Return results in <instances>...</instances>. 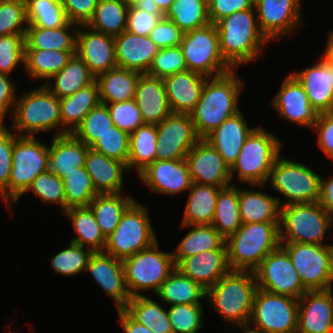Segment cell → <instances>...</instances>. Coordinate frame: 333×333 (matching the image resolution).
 Masks as SVG:
<instances>
[{
  "label": "cell",
  "mask_w": 333,
  "mask_h": 333,
  "mask_svg": "<svg viewBox=\"0 0 333 333\" xmlns=\"http://www.w3.org/2000/svg\"><path fill=\"white\" fill-rule=\"evenodd\" d=\"M28 25L59 28L68 20L60 0H25Z\"/></svg>",
  "instance_id": "obj_49"
},
{
  "label": "cell",
  "mask_w": 333,
  "mask_h": 333,
  "mask_svg": "<svg viewBox=\"0 0 333 333\" xmlns=\"http://www.w3.org/2000/svg\"><path fill=\"white\" fill-rule=\"evenodd\" d=\"M257 282L254 272L230 270L206 291L214 310L232 327L248 324Z\"/></svg>",
  "instance_id": "obj_3"
},
{
  "label": "cell",
  "mask_w": 333,
  "mask_h": 333,
  "mask_svg": "<svg viewBox=\"0 0 333 333\" xmlns=\"http://www.w3.org/2000/svg\"><path fill=\"white\" fill-rule=\"evenodd\" d=\"M112 126L113 121L106 104L100 103L85 115L82 123L72 134L90 147L97 138L109 131Z\"/></svg>",
  "instance_id": "obj_50"
},
{
  "label": "cell",
  "mask_w": 333,
  "mask_h": 333,
  "mask_svg": "<svg viewBox=\"0 0 333 333\" xmlns=\"http://www.w3.org/2000/svg\"><path fill=\"white\" fill-rule=\"evenodd\" d=\"M28 28L25 0H0V36L25 35Z\"/></svg>",
  "instance_id": "obj_52"
},
{
  "label": "cell",
  "mask_w": 333,
  "mask_h": 333,
  "mask_svg": "<svg viewBox=\"0 0 333 333\" xmlns=\"http://www.w3.org/2000/svg\"><path fill=\"white\" fill-rule=\"evenodd\" d=\"M160 11L165 15L174 0H154Z\"/></svg>",
  "instance_id": "obj_69"
},
{
  "label": "cell",
  "mask_w": 333,
  "mask_h": 333,
  "mask_svg": "<svg viewBox=\"0 0 333 333\" xmlns=\"http://www.w3.org/2000/svg\"><path fill=\"white\" fill-rule=\"evenodd\" d=\"M254 274L257 288L273 294L299 299L307 291L289 254L281 245L262 260Z\"/></svg>",
  "instance_id": "obj_15"
},
{
  "label": "cell",
  "mask_w": 333,
  "mask_h": 333,
  "mask_svg": "<svg viewBox=\"0 0 333 333\" xmlns=\"http://www.w3.org/2000/svg\"><path fill=\"white\" fill-rule=\"evenodd\" d=\"M120 324L125 333H154L144 325L133 320L123 309H117Z\"/></svg>",
  "instance_id": "obj_67"
},
{
  "label": "cell",
  "mask_w": 333,
  "mask_h": 333,
  "mask_svg": "<svg viewBox=\"0 0 333 333\" xmlns=\"http://www.w3.org/2000/svg\"><path fill=\"white\" fill-rule=\"evenodd\" d=\"M157 129L155 124H144L130 134L128 171L135 168L138 174L156 160Z\"/></svg>",
  "instance_id": "obj_46"
},
{
  "label": "cell",
  "mask_w": 333,
  "mask_h": 333,
  "mask_svg": "<svg viewBox=\"0 0 333 333\" xmlns=\"http://www.w3.org/2000/svg\"><path fill=\"white\" fill-rule=\"evenodd\" d=\"M16 88L14 82L9 79V75L0 73V123H4V118L9 112L12 115L16 102Z\"/></svg>",
  "instance_id": "obj_65"
},
{
  "label": "cell",
  "mask_w": 333,
  "mask_h": 333,
  "mask_svg": "<svg viewBox=\"0 0 333 333\" xmlns=\"http://www.w3.org/2000/svg\"><path fill=\"white\" fill-rule=\"evenodd\" d=\"M289 254L303 287L307 291L330 289L332 244L280 242Z\"/></svg>",
  "instance_id": "obj_14"
},
{
  "label": "cell",
  "mask_w": 333,
  "mask_h": 333,
  "mask_svg": "<svg viewBox=\"0 0 333 333\" xmlns=\"http://www.w3.org/2000/svg\"><path fill=\"white\" fill-rule=\"evenodd\" d=\"M67 20L76 25H87L94 15L99 0H60Z\"/></svg>",
  "instance_id": "obj_62"
},
{
  "label": "cell",
  "mask_w": 333,
  "mask_h": 333,
  "mask_svg": "<svg viewBox=\"0 0 333 333\" xmlns=\"http://www.w3.org/2000/svg\"><path fill=\"white\" fill-rule=\"evenodd\" d=\"M333 219L319 202L280 206V242L323 244Z\"/></svg>",
  "instance_id": "obj_8"
},
{
  "label": "cell",
  "mask_w": 333,
  "mask_h": 333,
  "mask_svg": "<svg viewBox=\"0 0 333 333\" xmlns=\"http://www.w3.org/2000/svg\"><path fill=\"white\" fill-rule=\"evenodd\" d=\"M53 81L54 85L49 84ZM95 77L90 73L88 66L76 54L68 63L43 85L59 99L75 94L93 83Z\"/></svg>",
  "instance_id": "obj_38"
},
{
  "label": "cell",
  "mask_w": 333,
  "mask_h": 333,
  "mask_svg": "<svg viewBox=\"0 0 333 333\" xmlns=\"http://www.w3.org/2000/svg\"><path fill=\"white\" fill-rule=\"evenodd\" d=\"M167 312L173 333H198L203 327L202 304L172 305Z\"/></svg>",
  "instance_id": "obj_54"
},
{
  "label": "cell",
  "mask_w": 333,
  "mask_h": 333,
  "mask_svg": "<svg viewBox=\"0 0 333 333\" xmlns=\"http://www.w3.org/2000/svg\"><path fill=\"white\" fill-rule=\"evenodd\" d=\"M89 146L78 140L73 134L54 136L49 152V170L63 179L66 174L85 166Z\"/></svg>",
  "instance_id": "obj_30"
},
{
  "label": "cell",
  "mask_w": 333,
  "mask_h": 333,
  "mask_svg": "<svg viewBox=\"0 0 333 333\" xmlns=\"http://www.w3.org/2000/svg\"><path fill=\"white\" fill-rule=\"evenodd\" d=\"M123 310L154 333H173L167 309L147 296L131 297Z\"/></svg>",
  "instance_id": "obj_40"
},
{
  "label": "cell",
  "mask_w": 333,
  "mask_h": 333,
  "mask_svg": "<svg viewBox=\"0 0 333 333\" xmlns=\"http://www.w3.org/2000/svg\"><path fill=\"white\" fill-rule=\"evenodd\" d=\"M122 194H97L89 204L105 238L112 234L118 226L123 213L135 201L132 197Z\"/></svg>",
  "instance_id": "obj_39"
},
{
  "label": "cell",
  "mask_w": 333,
  "mask_h": 333,
  "mask_svg": "<svg viewBox=\"0 0 333 333\" xmlns=\"http://www.w3.org/2000/svg\"><path fill=\"white\" fill-rule=\"evenodd\" d=\"M63 213L71 220L72 226L78 235L70 242L89 248L93 252L104 251L106 238L102 234L89 206L70 208Z\"/></svg>",
  "instance_id": "obj_41"
},
{
  "label": "cell",
  "mask_w": 333,
  "mask_h": 333,
  "mask_svg": "<svg viewBox=\"0 0 333 333\" xmlns=\"http://www.w3.org/2000/svg\"><path fill=\"white\" fill-rule=\"evenodd\" d=\"M77 30L76 55L88 66L90 73L98 75L118 67L115 56L114 36L96 32L86 25Z\"/></svg>",
  "instance_id": "obj_19"
},
{
  "label": "cell",
  "mask_w": 333,
  "mask_h": 333,
  "mask_svg": "<svg viewBox=\"0 0 333 333\" xmlns=\"http://www.w3.org/2000/svg\"><path fill=\"white\" fill-rule=\"evenodd\" d=\"M184 56L180 46L161 48L154 56L147 74L164 78L178 72L186 71Z\"/></svg>",
  "instance_id": "obj_56"
},
{
  "label": "cell",
  "mask_w": 333,
  "mask_h": 333,
  "mask_svg": "<svg viewBox=\"0 0 333 333\" xmlns=\"http://www.w3.org/2000/svg\"><path fill=\"white\" fill-rule=\"evenodd\" d=\"M156 160L185 159L201 139L190 114L171 113L156 124Z\"/></svg>",
  "instance_id": "obj_16"
},
{
  "label": "cell",
  "mask_w": 333,
  "mask_h": 333,
  "mask_svg": "<svg viewBox=\"0 0 333 333\" xmlns=\"http://www.w3.org/2000/svg\"><path fill=\"white\" fill-rule=\"evenodd\" d=\"M48 160V146L39 142L36 136L14 134L8 189L0 196L6 207L10 208L11 203L14 205L26 193L33 180L49 170Z\"/></svg>",
  "instance_id": "obj_7"
},
{
  "label": "cell",
  "mask_w": 333,
  "mask_h": 333,
  "mask_svg": "<svg viewBox=\"0 0 333 333\" xmlns=\"http://www.w3.org/2000/svg\"><path fill=\"white\" fill-rule=\"evenodd\" d=\"M279 197L254 190L238 188V202L242 224L279 222Z\"/></svg>",
  "instance_id": "obj_32"
},
{
  "label": "cell",
  "mask_w": 333,
  "mask_h": 333,
  "mask_svg": "<svg viewBox=\"0 0 333 333\" xmlns=\"http://www.w3.org/2000/svg\"><path fill=\"white\" fill-rule=\"evenodd\" d=\"M166 304H201V299L206 298V290L198 283L184 276L176 268L161 284L156 293Z\"/></svg>",
  "instance_id": "obj_42"
},
{
  "label": "cell",
  "mask_w": 333,
  "mask_h": 333,
  "mask_svg": "<svg viewBox=\"0 0 333 333\" xmlns=\"http://www.w3.org/2000/svg\"><path fill=\"white\" fill-rule=\"evenodd\" d=\"M84 167L99 194L122 193L124 172L128 171L125 163L89 147Z\"/></svg>",
  "instance_id": "obj_31"
},
{
  "label": "cell",
  "mask_w": 333,
  "mask_h": 333,
  "mask_svg": "<svg viewBox=\"0 0 333 333\" xmlns=\"http://www.w3.org/2000/svg\"><path fill=\"white\" fill-rule=\"evenodd\" d=\"M235 72L233 69L226 74L206 79L200 99L190 113L201 139H205L227 118L240 111L238 100L244 83Z\"/></svg>",
  "instance_id": "obj_1"
},
{
  "label": "cell",
  "mask_w": 333,
  "mask_h": 333,
  "mask_svg": "<svg viewBox=\"0 0 333 333\" xmlns=\"http://www.w3.org/2000/svg\"><path fill=\"white\" fill-rule=\"evenodd\" d=\"M318 202L333 219V175L328 180L321 177Z\"/></svg>",
  "instance_id": "obj_66"
},
{
  "label": "cell",
  "mask_w": 333,
  "mask_h": 333,
  "mask_svg": "<svg viewBox=\"0 0 333 333\" xmlns=\"http://www.w3.org/2000/svg\"><path fill=\"white\" fill-rule=\"evenodd\" d=\"M103 104L107 106L113 125L128 134L145 124L134 99Z\"/></svg>",
  "instance_id": "obj_57"
},
{
  "label": "cell",
  "mask_w": 333,
  "mask_h": 333,
  "mask_svg": "<svg viewBox=\"0 0 333 333\" xmlns=\"http://www.w3.org/2000/svg\"><path fill=\"white\" fill-rule=\"evenodd\" d=\"M134 6L151 14H163L154 0H139Z\"/></svg>",
  "instance_id": "obj_68"
},
{
  "label": "cell",
  "mask_w": 333,
  "mask_h": 333,
  "mask_svg": "<svg viewBox=\"0 0 333 333\" xmlns=\"http://www.w3.org/2000/svg\"><path fill=\"white\" fill-rule=\"evenodd\" d=\"M329 282H330V290H332L333 289L332 288V283H333V244H332V257H331Z\"/></svg>",
  "instance_id": "obj_72"
},
{
  "label": "cell",
  "mask_w": 333,
  "mask_h": 333,
  "mask_svg": "<svg viewBox=\"0 0 333 333\" xmlns=\"http://www.w3.org/2000/svg\"><path fill=\"white\" fill-rule=\"evenodd\" d=\"M140 74L116 67L98 75L95 81L101 103H119L134 99Z\"/></svg>",
  "instance_id": "obj_33"
},
{
  "label": "cell",
  "mask_w": 333,
  "mask_h": 333,
  "mask_svg": "<svg viewBox=\"0 0 333 333\" xmlns=\"http://www.w3.org/2000/svg\"><path fill=\"white\" fill-rule=\"evenodd\" d=\"M127 6H134L139 0H122Z\"/></svg>",
  "instance_id": "obj_74"
},
{
  "label": "cell",
  "mask_w": 333,
  "mask_h": 333,
  "mask_svg": "<svg viewBox=\"0 0 333 333\" xmlns=\"http://www.w3.org/2000/svg\"><path fill=\"white\" fill-rule=\"evenodd\" d=\"M129 139L130 134L113 125L109 131L100 136V138H97L90 148L102 153L106 157L119 160L127 165Z\"/></svg>",
  "instance_id": "obj_55"
},
{
  "label": "cell",
  "mask_w": 333,
  "mask_h": 333,
  "mask_svg": "<svg viewBox=\"0 0 333 333\" xmlns=\"http://www.w3.org/2000/svg\"><path fill=\"white\" fill-rule=\"evenodd\" d=\"M78 27L67 22L59 28H44L28 25L25 33V49L76 51L77 29L70 33V29Z\"/></svg>",
  "instance_id": "obj_36"
},
{
  "label": "cell",
  "mask_w": 333,
  "mask_h": 333,
  "mask_svg": "<svg viewBox=\"0 0 333 333\" xmlns=\"http://www.w3.org/2000/svg\"><path fill=\"white\" fill-rule=\"evenodd\" d=\"M225 239L242 225L240 219L238 187L233 183L219 190L216 210L211 224Z\"/></svg>",
  "instance_id": "obj_44"
},
{
  "label": "cell",
  "mask_w": 333,
  "mask_h": 333,
  "mask_svg": "<svg viewBox=\"0 0 333 333\" xmlns=\"http://www.w3.org/2000/svg\"><path fill=\"white\" fill-rule=\"evenodd\" d=\"M326 51L324 53V57L332 64L333 66V50L328 46L326 45Z\"/></svg>",
  "instance_id": "obj_71"
},
{
  "label": "cell",
  "mask_w": 333,
  "mask_h": 333,
  "mask_svg": "<svg viewBox=\"0 0 333 333\" xmlns=\"http://www.w3.org/2000/svg\"><path fill=\"white\" fill-rule=\"evenodd\" d=\"M176 269L206 291L231 270L227 250H207L184 258Z\"/></svg>",
  "instance_id": "obj_25"
},
{
  "label": "cell",
  "mask_w": 333,
  "mask_h": 333,
  "mask_svg": "<svg viewBox=\"0 0 333 333\" xmlns=\"http://www.w3.org/2000/svg\"><path fill=\"white\" fill-rule=\"evenodd\" d=\"M280 87L272 100L279 117L306 128H313L319 113L309 103L302 84L290 73Z\"/></svg>",
  "instance_id": "obj_20"
},
{
  "label": "cell",
  "mask_w": 333,
  "mask_h": 333,
  "mask_svg": "<svg viewBox=\"0 0 333 333\" xmlns=\"http://www.w3.org/2000/svg\"><path fill=\"white\" fill-rule=\"evenodd\" d=\"M321 175L308 166L279 156L268 173L265 183L285 197L280 206L318 202Z\"/></svg>",
  "instance_id": "obj_10"
},
{
  "label": "cell",
  "mask_w": 333,
  "mask_h": 333,
  "mask_svg": "<svg viewBox=\"0 0 333 333\" xmlns=\"http://www.w3.org/2000/svg\"><path fill=\"white\" fill-rule=\"evenodd\" d=\"M134 100L145 124H159L172 113L163 78L140 74Z\"/></svg>",
  "instance_id": "obj_28"
},
{
  "label": "cell",
  "mask_w": 333,
  "mask_h": 333,
  "mask_svg": "<svg viewBox=\"0 0 333 333\" xmlns=\"http://www.w3.org/2000/svg\"><path fill=\"white\" fill-rule=\"evenodd\" d=\"M254 7V0H214L208 6L210 23L216 24L233 12L244 11Z\"/></svg>",
  "instance_id": "obj_63"
},
{
  "label": "cell",
  "mask_w": 333,
  "mask_h": 333,
  "mask_svg": "<svg viewBox=\"0 0 333 333\" xmlns=\"http://www.w3.org/2000/svg\"><path fill=\"white\" fill-rule=\"evenodd\" d=\"M185 159L192 182L221 189L231 185L230 168L207 140L200 139Z\"/></svg>",
  "instance_id": "obj_18"
},
{
  "label": "cell",
  "mask_w": 333,
  "mask_h": 333,
  "mask_svg": "<svg viewBox=\"0 0 333 333\" xmlns=\"http://www.w3.org/2000/svg\"><path fill=\"white\" fill-rule=\"evenodd\" d=\"M191 227L175 251L172 252L175 266L184 258L207 250H227L226 239L212 225H186Z\"/></svg>",
  "instance_id": "obj_35"
},
{
  "label": "cell",
  "mask_w": 333,
  "mask_h": 333,
  "mask_svg": "<svg viewBox=\"0 0 333 333\" xmlns=\"http://www.w3.org/2000/svg\"><path fill=\"white\" fill-rule=\"evenodd\" d=\"M332 333H333V317H332Z\"/></svg>",
  "instance_id": "obj_76"
},
{
  "label": "cell",
  "mask_w": 333,
  "mask_h": 333,
  "mask_svg": "<svg viewBox=\"0 0 333 333\" xmlns=\"http://www.w3.org/2000/svg\"><path fill=\"white\" fill-rule=\"evenodd\" d=\"M32 191L36 197L45 204L53 203L60 206L62 212L65 211V192L63 180L50 170L39 174L31 183L26 192Z\"/></svg>",
  "instance_id": "obj_53"
},
{
  "label": "cell",
  "mask_w": 333,
  "mask_h": 333,
  "mask_svg": "<svg viewBox=\"0 0 333 333\" xmlns=\"http://www.w3.org/2000/svg\"><path fill=\"white\" fill-rule=\"evenodd\" d=\"M327 40L328 41H327L326 45H328L333 50V31L329 32Z\"/></svg>",
  "instance_id": "obj_73"
},
{
  "label": "cell",
  "mask_w": 333,
  "mask_h": 333,
  "mask_svg": "<svg viewBox=\"0 0 333 333\" xmlns=\"http://www.w3.org/2000/svg\"><path fill=\"white\" fill-rule=\"evenodd\" d=\"M280 245L279 222L242 224L226 239L229 267L254 272Z\"/></svg>",
  "instance_id": "obj_4"
},
{
  "label": "cell",
  "mask_w": 333,
  "mask_h": 333,
  "mask_svg": "<svg viewBox=\"0 0 333 333\" xmlns=\"http://www.w3.org/2000/svg\"><path fill=\"white\" fill-rule=\"evenodd\" d=\"M65 192V211L75 207L89 206L99 194L85 167L77 168L75 172L66 174L62 179Z\"/></svg>",
  "instance_id": "obj_48"
},
{
  "label": "cell",
  "mask_w": 333,
  "mask_h": 333,
  "mask_svg": "<svg viewBox=\"0 0 333 333\" xmlns=\"http://www.w3.org/2000/svg\"><path fill=\"white\" fill-rule=\"evenodd\" d=\"M292 74L302 84L309 103L318 113L333 112V66L324 56L312 67Z\"/></svg>",
  "instance_id": "obj_24"
},
{
  "label": "cell",
  "mask_w": 333,
  "mask_h": 333,
  "mask_svg": "<svg viewBox=\"0 0 333 333\" xmlns=\"http://www.w3.org/2000/svg\"><path fill=\"white\" fill-rule=\"evenodd\" d=\"M164 17L173 21L183 32L210 24L208 6L203 0H174Z\"/></svg>",
  "instance_id": "obj_47"
},
{
  "label": "cell",
  "mask_w": 333,
  "mask_h": 333,
  "mask_svg": "<svg viewBox=\"0 0 333 333\" xmlns=\"http://www.w3.org/2000/svg\"><path fill=\"white\" fill-rule=\"evenodd\" d=\"M220 189L215 186L192 182L181 224L211 225Z\"/></svg>",
  "instance_id": "obj_37"
},
{
  "label": "cell",
  "mask_w": 333,
  "mask_h": 333,
  "mask_svg": "<svg viewBox=\"0 0 333 333\" xmlns=\"http://www.w3.org/2000/svg\"><path fill=\"white\" fill-rule=\"evenodd\" d=\"M254 6L259 29L270 42L301 25V0H254Z\"/></svg>",
  "instance_id": "obj_17"
},
{
  "label": "cell",
  "mask_w": 333,
  "mask_h": 333,
  "mask_svg": "<svg viewBox=\"0 0 333 333\" xmlns=\"http://www.w3.org/2000/svg\"><path fill=\"white\" fill-rule=\"evenodd\" d=\"M156 241L147 208L135 199L123 213L116 229L106 238L103 252L123 261Z\"/></svg>",
  "instance_id": "obj_11"
},
{
  "label": "cell",
  "mask_w": 333,
  "mask_h": 333,
  "mask_svg": "<svg viewBox=\"0 0 333 333\" xmlns=\"http://www.w3.org/2000/svg\"><path fill=\"white\" fill-rule=\"evenodd\" d=\"M157 242L122 261L125 283L131 297L142 295L139 291L148 289L156 294L176 268L172 253L160 250Z\"/></svg>",
  "instance_id": "obj_9"
},
{
  "label": "cell",
  "mask_w": 333,
  "mask_h": 333,
  "mask_svg": "<svg viewBox=\"0 0 333 333\" xmlns=\"http://www.w3.org/2000/svg\"><path fill=\"white\" fill-rule=\"evenodd\" d=\"M244 117L240 110L205 138L222 156L229 168L236 162L247 136L254 129L247 126Z\"/></svg>",
  "instance_id": "obj_29"
},
{
  "label": "cell",
  "mask_w": 333,
  "mask_h": 333,
  "mask_svg": "<svg viewBox=\"0 0 333 333\" xmlns=\"http://www.w3.org/2000/svg\"><path fill=\"white\" fill-rule=\"evenodd\" d=\"M61 109V135L73 133L85 115L101 101L96 81L75 94L59 99Z\"/></svg>",
  "instance_id": "obj_34"
},
{
  "label": "cell",
  "mask_w": 333,
  "mask_h": 333,
  "mask_svg": "<svg viewBox=\"0 0 333 333\" xmlns=\"http://www.w3.org/2000/svg\"><path fill=\"white\" fill-rule=\"evenodd\" d=\"M207 6H209L214 0H203Z\"/></svg>",
  "instance_id": "obj_75"
},
{
  "label": "cell",
  "mask_w": 333,
  "mask_h": 333,
  "mask_svg": "<svg viewBox=\"0 0 333 333\" xmlns=\"http://www.w3.org/2000/svg\"><path fill=\"white\" fill-rule=\"evenodd\" d=\"M313 129L318 133L317 145L333 158V112L319 113Z\"/></svg>",
  "instance_id": "obj_64"
},
{
  "label": "cell",
  "mask_w": 333,
  "mask_h": 333,
  "mask_svg": "<svg viewBox=\"0 0 333 333\" xmlns=\"http://www.w3.org/2000/svg\"><path fill=\"white\" fill-rule=\"evenodd\" d=\"M138 175L151 191L159 194L186 192L192 184L186 159L155 160Z\"/></svg>",
  "instance_id": "obj_21"
},
{
  "label": "cell",
  "mask_w": 333,
  "mask_h": 333,
  "mask_svg": "<svg viewBox=\"0 0 333 333\" xmlns=\"http://www.w3.org/2000/svg\"><path fill=\"white\" fill-rule=\"evenodd\" d=\"M11 131L4 123H0V196L8 189L12 168L14 133Z\"/></svg>",
  "instance_id": "obj_59"
},
{
  "label": "cell",
  "mask_w": 333,
  "mask_h": 333,
  "mask_svg": "<svg viewBox=\"0 0 333 333\" xmlns=\"http://www.w3.org/2000/svg\"><path fill=\"white\" fill-rule=\"evenodd\" d=\"M208 77L190 70L163 78L172 113L190 114L200 99Z\"/></svg>",
  "instance_id": "obj_27"
},
{
  "label": "cell",
  "mask_w": 333,
  "mask_h": 333,
  "mask_svg": "<svg viewBox=\"0 0 333 333\" xmlns=\"http://www.w3.org/2000/svg\"><path fill=\"white\" fill-rule=\"evenodd\" d=\"M238 328L245 330L244 333H262L260 330H257L256 328H252V326L249 324L238 325Z\"/></svg>",
  "instance_id": "obj_70"
},
{
  "label": "cell",
  "mask_w": 333,
  "mask_h": 333,
  "mask_svg": "<svg viewBox=\"0 0 333 333\" xmlns=\"http://www.w3.org/2000/svg\"><path fill=\"white\" fill-rule=\"evenodd\" d=\"M86 272L91 273L97 284L113 298L116 309H123L131 296L127 290L122 260L105 252H93Z\"/></svg>",
  "instance_id": "obj_23"
},
{
  "label": "cell",
  "mask_w": 333,
  "mask_h": 333,
  "mask_svg": "<svg viewBox=\"0 0 333 333\" xmlns=\"http://www.w3.org/2000/svg\"><path fill=\"white\" fill-rule=\"evenodd\" d=\"M164 18V14H151L129 6L126 21V31L139 36H149L152 29Z\"/></svg>",
  "instance_id": "obj_60"
},
{
  "label": "cell",
  "mask_w": 333,
  "mask_h": 333,
  "mask_svg": "<svg viewBox=\"0 0 333 333\" xmlns=\"http://www.w3.org/2000/svg\"><path fill=\"white\" fill-rule=\"evenodd\" d=\"M184 32L171 20L162 18L152 29L149 38L161 49L181 44Z\"/></svg>",
  "instance_id": "obj_61"
},
{
  "label": "cell",
  "mask_w": 333,
  "mask_h": 333,
  "mask_svg": "<svg viewBox=\"0 0 333 333\" xmlns=\"http://www.w3.org/2000/svg\"><path fill=\"white\" fill-rule=\"evenodd\" d=\"M25 35L0 36V73L10 75L17 65L24 66Z\"/></svg>",
  "instance_id": "obj_58"
},
{
  "label": "cell",
  "mask_w": 333,
  "mask_h": 333,
  "mask_svg": "<svg viewBox=\"0 0 333 333\" xmlns=\"http://www.w3.org/2000/svg\"><path fill=\"white\" fill-rule=\"evenodd\" d=\"M129 6L122 0H99L94 15L86 26L90 29L116 36L126 31Z\"/></svg>",
  "instance_id": "obj_45"
},
{
  "label": "cell",
  "mask_w": 333,
  "mask_h": 333,
  "mask_svg": "<svg viewBox=\"0 0 333 333\" xmlns=\"http://www.w3.org/2000/svg\"><path fill=\"white\" fill-rule=\"evenodd\" d=\"M332 291H306L298 299L297 333H332Z\"/></svg>",
  "instance_id": "obj_22"
},
{
  "label": "cell",
  "mask_w": 333,
  "mask_h": 333,
  "mask_svg": "<svg viewBox=\"0 0 333 333\" xmlns=\"http://www.w3.org/2000/svg\"><path fill=\"white\" fill-rule=\"evenodd\" d=\"M75 53L76 51L25 49L26 73L33 79H44L47 82L68 63Z\"/></svg>",
  "instance_id": "obj_43"
},
{
  "label": "cell",
  "mask_w": 333,
  "mask_h": 333,
  "mask_svg": "<svg viewBox=\"0 0 333 333\" xmlns=\"http://www.w3.org/2000/svg\"><path fill=\"white\" fill-rule=\"evenodd\" d=\"M93 251L81 245L69 242L68 247L60 250L55 256L51 257L53 271L64 276H75L82 271H86L88 261Z\"/></svg>",
  "instance_id": "obj_51"
},
{
  "label": "cell",
  "mask_w": 333,
  "mask_h": 333,
  "mask_svg": "<svg viewBox=\"0 0 333 333\" xmlns=\"http://www.w3.org/2000/svg\"><path fill=\"white\" fill-rule=\"evenodd\" d=\"M11 118L18 136L35 137L54 129L55 136L61 135L60 100L44 85L17 97Z\"/></svg>",
  "instance_id": "obj_5"
},
{
  "label": "cell",
  "mask_w": 333,
  "mask_h": 333,
  "mask_svg": "<svg viewBox=\"0 0 333 333\" xmlns=\"http://www.w3.org/2000/svg\"><path fill=\"white\" fill-rule=\"evenodd\" d=\"M118 67L147 73L160 48L149 38L128 31L114 36Z\"/></svg>",
  "instance_id": "obj_26"
},
{
  "label": "cell",
  "mask_w": 333,
  "mask_h": 333,
  "mask_svg": "<svg viewBox=\"0 0 333 333\" xmlns=\"http://www.w3.org/2000/svg\"><path fill=\"white\" fill-rule=\"evenodd\" d=\"M179 46L187 70L206 77H217L233 70L221 55L215 24L184 32Z\"/></svg>",
  "instance_id": "obj_12"
},
{
  "label": "cell",
  "mask_w": 333,
  "mask_h": 333,
  "mask_svg": "<svg viewBox=\"0 0 333 333\" xmlns=\"http://www.w3.org/2000/svg\"><path fill=\"white\" fill-rule=\"evenodd\" d=\"M262 333H297L298 299L257 288L248 324Z\"/></svg>",
  "instance_id": "obj_13"
},
{
  "label": "cell",
  "mask_w": 333,
  "mask_h": 333,
  "mask_svg": "<svg viewBox=\"0 0 333 333\" xmlns=\"http://www.w3.org/2000/svg\"><path fill=\"white\" fill-rule=\"evenodd\" d=\"M281 142L260 126L247 136L236 162L230 168L231 181L235 173L239 180L253 187H263L269 170L281 156Z\"/></svg>",
  "instance_id": "obj_6"
},
{
  "label": "cell",
  "mask_w": 333,
  "mask_h": 333,
  "mask_svg": "<svg viewBox=\"0 0 333 333\" xmlns=\"http://www.w3.org/2000/svg\"><path fill=\"white\" fill-rule=\"evenodd\" d=\"M255 11L254 6L233 12L215 24L221 55L233 69L256 60L263 45L270 42L259 29Z\"/></svg>",
  "instance_id": "obj_2"
}]
</instances>
